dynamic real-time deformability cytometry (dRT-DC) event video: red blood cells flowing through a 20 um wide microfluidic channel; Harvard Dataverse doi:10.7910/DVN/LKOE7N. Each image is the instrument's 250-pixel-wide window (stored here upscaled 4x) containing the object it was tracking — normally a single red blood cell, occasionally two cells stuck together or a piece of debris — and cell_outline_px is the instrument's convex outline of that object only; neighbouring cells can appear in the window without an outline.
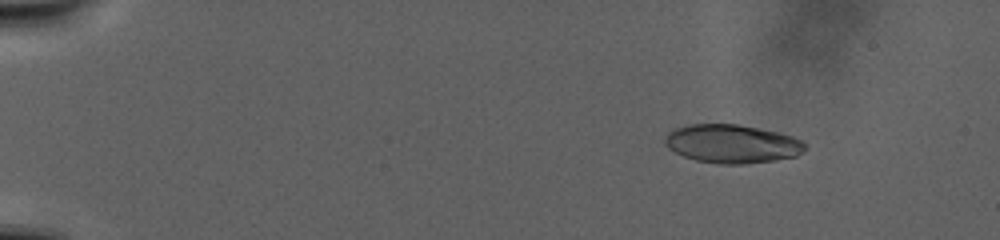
{"species": "human", "species_latin": "Homo sapiens", "temperature_condition": "warm", "stored_images_in_passage": 118, "camera_frame_rate_fps": 3000, "um_per_image_px": 0.085, "donor": {"sex": "male"}, "frame": {"image": 1, "passage_image": 18, "time_ms": 5.667, "image_size_px": [1000, 240], "cell_outline_px": [[808, 144], [804, 152], [796, 156], [772, 160], [744, 164], [720, 164], [696, 160], [684, 156], [668, 148], [664, 144], [664, 136], [672, 128], [688, 124], [740, 124], [780, 132], [804, 140]], "centroid_in_image_um": [62.24, 12.2], "position_along_channel_um": 22.8, "area_um2": 31.91}}
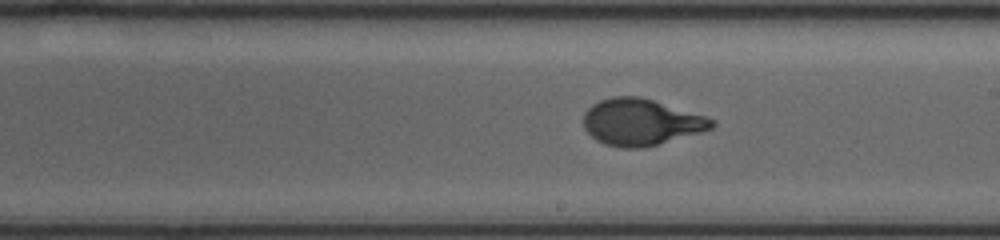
{"frame": {"image": 2, "passage_image": 73, "time_ms": 24.0, "image_size_px": [1000, 240], "cell_outline_px": [[716, 124], [712, 128], [700, 132], [656, 144], [640, 148], [624, 148], [604, 144], [596, 140], [584, 128], [584, 112], [592, 104], [600, 100], [612, 96], [640, 96], [704, 116], [716, 120]], "centroid_in_image_um": [54.45, 10.37], "position_along_channel_um": 234.6, "area_um2": 34.39}}
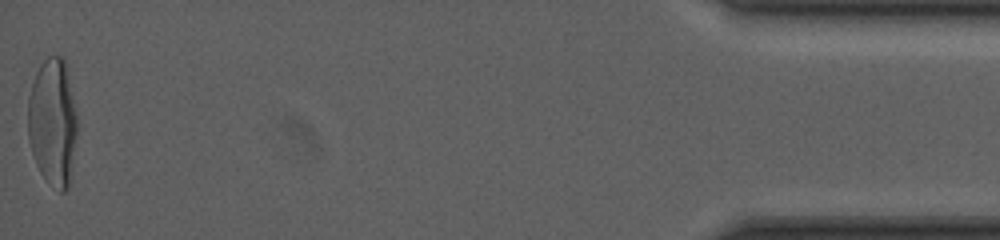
{"frame": {"image": 3, "passage_image": 118, "time_ms": 39.0, "image_size_px": [1000, 240], "cell_outline_px": [[76, 136], [68, 188], [64, 192], [60, 192], [40, 172], [36, 164], [32, 152], [28, 136], [28, 96], [36, 72], [40, 64], [48, 56], [64, 56], [76, 116]], "centroid_in_image_um": [4.46, 10.35], "position_along_channel_um": 430.7, "area_um2": 36.07}}